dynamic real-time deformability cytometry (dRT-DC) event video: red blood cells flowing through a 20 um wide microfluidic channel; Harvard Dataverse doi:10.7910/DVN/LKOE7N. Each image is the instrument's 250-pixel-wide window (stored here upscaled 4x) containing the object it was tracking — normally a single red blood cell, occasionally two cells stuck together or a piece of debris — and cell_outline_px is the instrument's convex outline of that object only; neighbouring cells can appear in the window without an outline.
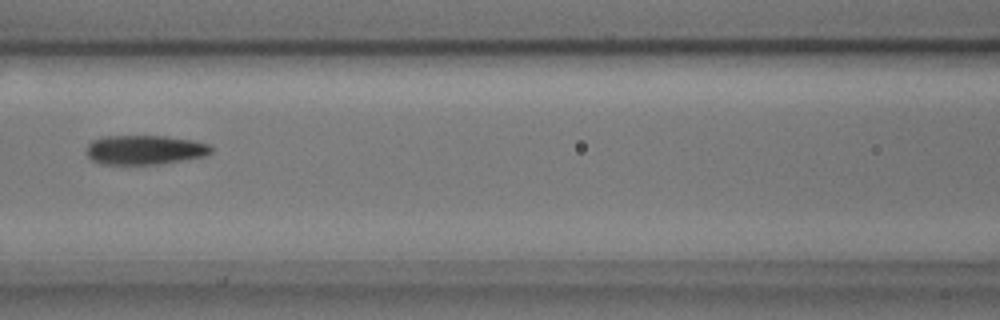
{"species": "common noctule bat (a hibernating species)", "species_latin": "Nyctalus noctula", "temperature_condition": "cold", "stored_images_in_passage": 10, "camera_frame_rate_fps": 3000, "um_per_image_px": 0.085, "animal": {"sex": "male", "body_mass_g": 17.9, "forearm_length_mm": 54.2}, "frame": {"image": 1, "passage_image": 3, "time_ms": 0.667, "image_size_px": [1000, 320], "cell_outline_px": [[212, 152], [204, 156], [160, 164], [100, 164], [92, 160], [88, 156], [88, 144], [92, 140], [100, 136], [164, 136], [192, 140], [212, 144]], "centroid_in_image_um": [12.32, 12.73], "position_along_channel_um": 154.3, "area_um2": 21.39}}
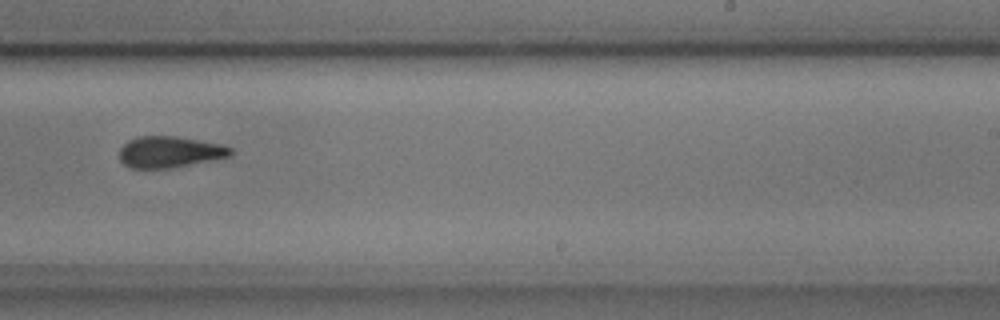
{"frame": {"image": 2, "passage_image": 6, "time_ms": 1.667, "image_size_px": [1000, 320], "cell_outline_px": [[232, 156], [168, 168], [128, 168], [120, 160], [120, 148], [128, 140], [136, 136], [172, 136], [220, 144], [232, 148]], "centroid_in_image_um": [14.38, 12.91], "position_along_channel_um": 274.6, "area_um2": 20.06}}
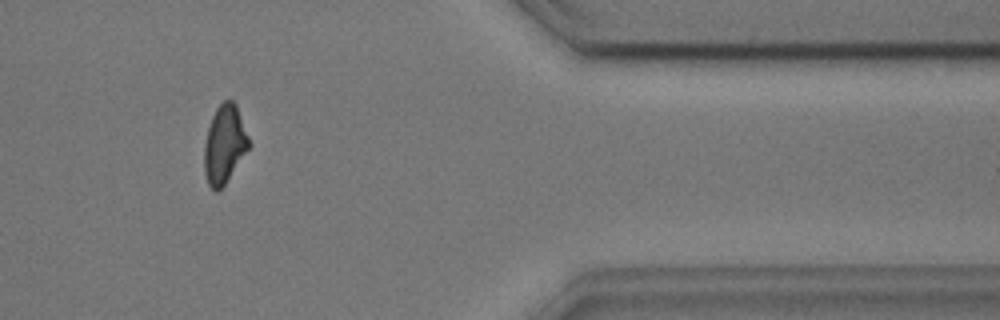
{"frame": {"image": 3, "passage_image": 9, "time_ms": 2.667, "image_size_px": [1000, 320], "cell_outline_px": [[252, 144], [224, 184], [216, 192], [208, 184], [204, 172], [204, 144], [208, 128], [212, 116], [216, 108], [224, 100], [232, 100], [236, 104]], "centroid_in_image_um": [19.09, 12.24], "position_along_channel_um": 392.3, "area_um2": 20.29}}